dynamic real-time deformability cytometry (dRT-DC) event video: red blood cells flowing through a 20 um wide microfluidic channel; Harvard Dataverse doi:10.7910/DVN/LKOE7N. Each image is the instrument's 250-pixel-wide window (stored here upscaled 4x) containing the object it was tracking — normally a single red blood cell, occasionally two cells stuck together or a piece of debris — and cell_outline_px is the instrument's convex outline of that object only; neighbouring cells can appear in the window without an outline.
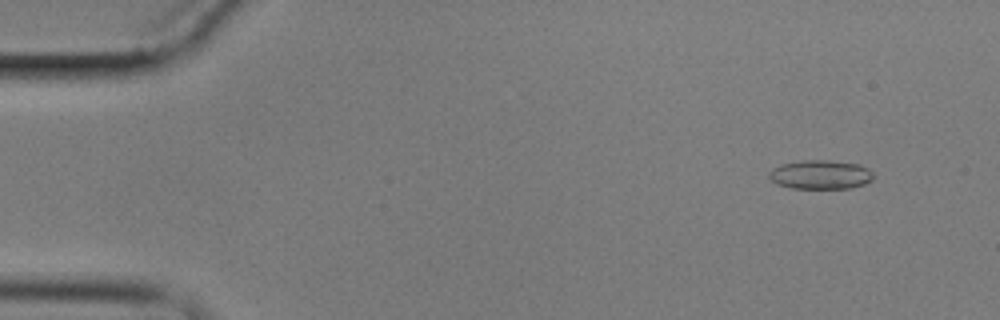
{"species": "common noctule bat (a hibernating species)", "species_latin": "Nyctalus noctula", "temperature_condition": "cold", "stored_images_in_passage": 5, "camera_frame_rate_fps": 3000, "um_per_image_px": 0.085, "animal": {"sex": "male", "body_mass_g": 17.9}, "frame": {"image": 1, "passage_image": 2, "time_ms": 1.0, "image_size_px": [1000, 320], "cell_outline_px": [[872, 180], [864, 184], [852, 188], [792, 188], [776, 184], [768, 176], [768, 172], [772, 168], [780, 164], [804, 160], [828, 160], [856, 164], [868, 168], [872, 172]], "centroid_in_image_um": [69.71, 14.84], "position_along_channel_um": 15.3, "area_um2": 17.63}}